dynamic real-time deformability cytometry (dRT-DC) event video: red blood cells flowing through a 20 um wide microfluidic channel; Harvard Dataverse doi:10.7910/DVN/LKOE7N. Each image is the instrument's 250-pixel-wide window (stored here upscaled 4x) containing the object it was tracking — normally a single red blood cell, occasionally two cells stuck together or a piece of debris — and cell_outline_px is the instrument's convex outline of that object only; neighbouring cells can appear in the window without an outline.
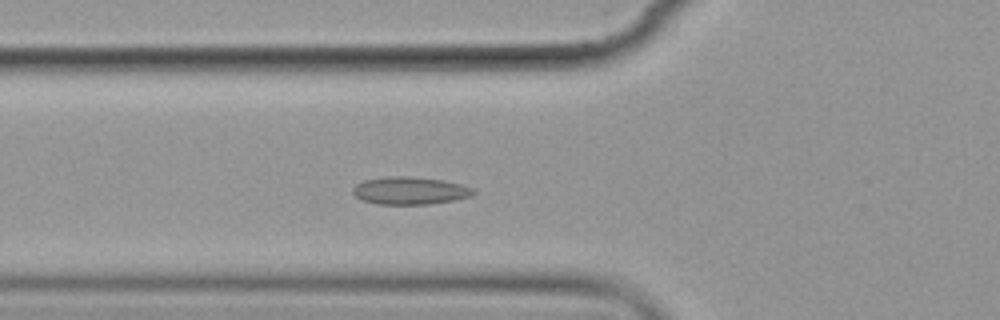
{"species": "common noctule bat (a hibernating species)", "species_latin": "Nyctalus noctula", "temperature_condition": "cold", "stored_images_in_passage": 5, "camera_frame_rate_fps": 3000, "um_per_image_px": 0.085, "animal": {"sex": "female", "body_mass_g": 19.9}, "frame": {"image": 1, "passage_image": 5, "time_ms": 5.333, "image_size_px": [1000, 320], "cell_outline_px": [[476, 192], [472, 196], [456, 200], [428, 204], [376, 204], [360, 200], [352, 192], [352, 188], [356, 184], [364, 180], [388, 176], [408, 176], [440, 180], [460, 184], [472, 188]], "centroid_in_image_um": [34.81, 16.21], "position_along_channel_um": 91.0, "area_um2": 19.42}}